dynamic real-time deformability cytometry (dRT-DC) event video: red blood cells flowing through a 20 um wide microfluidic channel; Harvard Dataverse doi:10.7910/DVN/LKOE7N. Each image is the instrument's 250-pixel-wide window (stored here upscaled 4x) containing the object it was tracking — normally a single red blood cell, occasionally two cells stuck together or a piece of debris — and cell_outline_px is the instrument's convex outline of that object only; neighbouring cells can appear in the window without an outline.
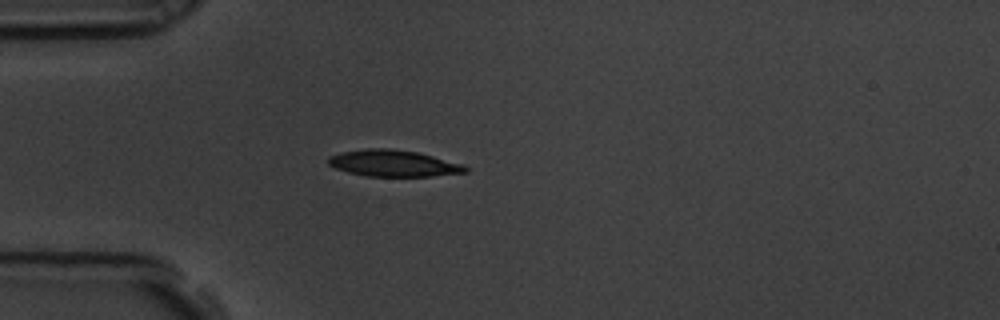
{"species": "common noctule bat (a hibernating species)", "species_latin": "Nyctalus noctula", "temperature_condition": "room temperature", "stored_images_in_passage": 42, "camera_frame_rate_fps": 3000, "um_per_image_px": 0.085, "animal": {"sex": "male", "body_mass_g": 19.5, "forearm_length_mm": 54.6}, "frame": {"image": 1, "passage_image": 1, "time_ms": 0.0, "image_size_px": [1000, 320], "cell_outline_px": [[468, 172], [432, 176], [368, 176], [348, 172], [336, 168], [328, 164], [328, 156], [340, 152], [368, 148], [392, 148], [416, 152], [464, 164], [468, 168]], "centroid_in_image_um": [33.44, 13.87], "position_along_channel_um": 51.6, "area_um2": 21.15}}
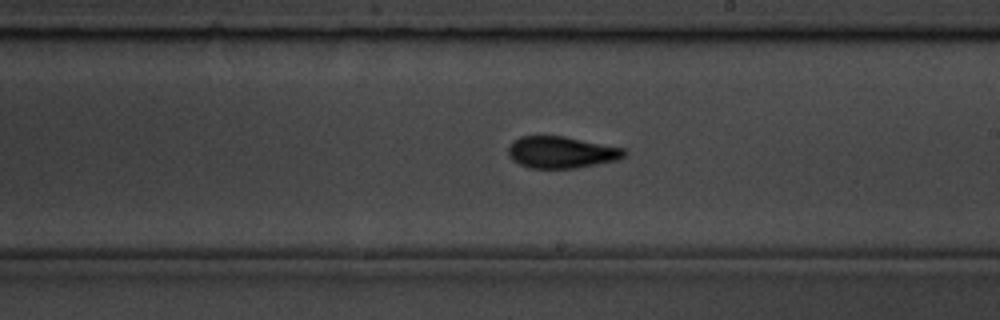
{"frame": {"image": 2, "passage_image": 18, "time_ms": 5.667, "image_size_px": [1000, 320], "cell_outline_px": [[628, 152], [620, 160], [576, 168], [528, 168], [512, 160], [508, 156], [508, 148], [512, 140], [520, 136], [564, 136], [628, 148]], "centroid_in_image_um": [47.76, 12.94], "position_along_channel_um": 241.2, "area_um2": 21.91}}
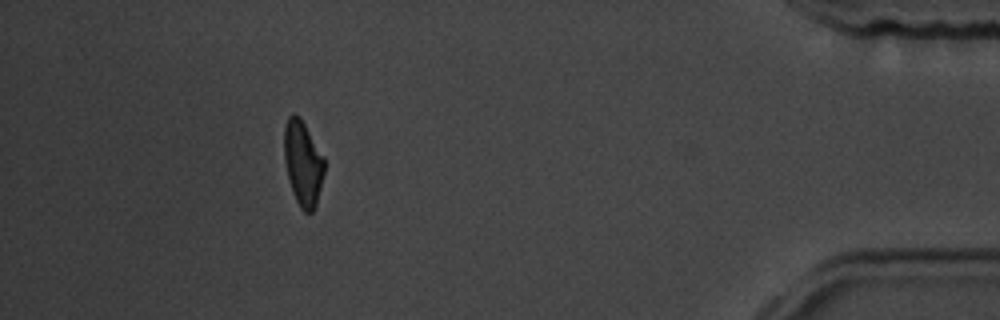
{"frame": {"image": 3, "passage_image": 37, "time_ms": 12.0, "image_size_px": [1000, 320], "cell_outline_px": [[324, 172], [316, 204], [312, 212], [304, 212], [300, 208], [292, 192], [284, 160], [284, 128], [288, 116], [292, 112], [300, 116], [324, 156]], "centroid_in_image_um": [25.74, 13.84], "position_along_channel_um": 409.5, "area_um2": 19.94}, "authors_computed_cell_mechanics": {"area_um2": 21.3282, "velocity_mm_per_s": 3.5364, "shape_relaxation_time_tau1_ms": 4.4263, "shape_relaxation_time_tau2_ms": 2.0569, "deformation_change_tau1": 0.1622, "deformation_change_tau2": 0.0913}}